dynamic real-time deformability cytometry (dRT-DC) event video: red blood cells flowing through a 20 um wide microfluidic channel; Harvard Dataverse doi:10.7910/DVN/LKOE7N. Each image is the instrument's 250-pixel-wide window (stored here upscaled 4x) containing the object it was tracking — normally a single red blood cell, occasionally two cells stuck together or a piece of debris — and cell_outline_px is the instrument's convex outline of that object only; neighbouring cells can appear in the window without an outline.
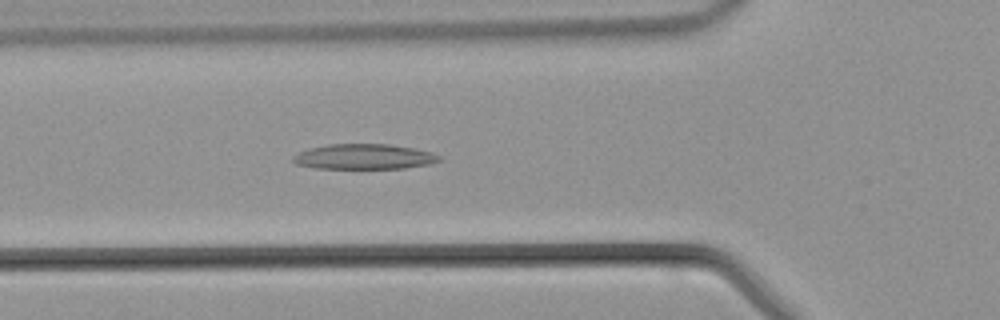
{"species": "common noctule bat (a hibernating species)", "species_latin": "Nyctalus noctula", "temperature_condition": "warm", "stored_images_in_passage": 44, "camera_frame_rate_fps": 3000, "um_per_image_px": 0.085, "animal": {"sex": "male", "body_mass_g": 21.5, "forearm_length_mm": 52.0}, "frame": {"image": 1, "passage_image": 15, "time_ms": 4.667, "image_size_px": [1000, 320], "cell_outline_px": [[440, 160], [428, 164], [404, 168], [316, 168], [296, 164], [292, 160], [292, 156], [308, 148], [328, 144], [388, 144], [412, 148], [432, 152], [440, 156]], "centroid_in_image_um": [30.91, 13.31], "position_along_channel_um": 94.9, "area_um2": 21.33}}
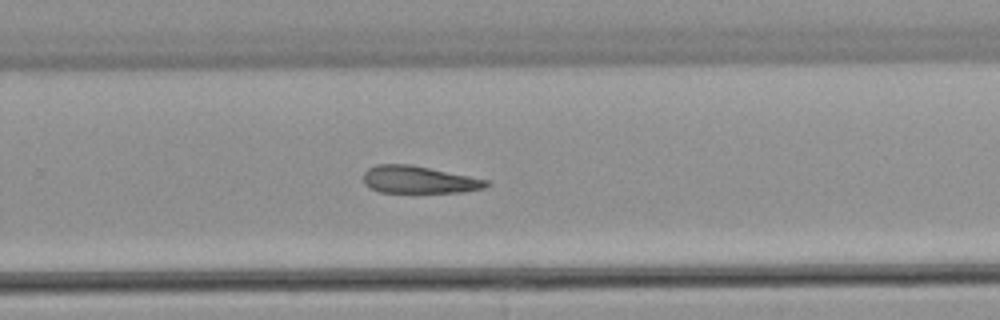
{"frame": {"image": 2, "passage_image": 28, "time_ms": 9.0, "image_size_px": [1000, 320], "cell_outline_px": [[488, 184], [484, 188], [464, 192], [380, 192], [368, 188], [364, 184], [364, 172], [368, 168], [376, 164], [408, 164], [488, 180]], "centroid_in_image_um": [35.54, 15.28], "position_along_channel_um": 294.3, "area_um2": 19.36}}
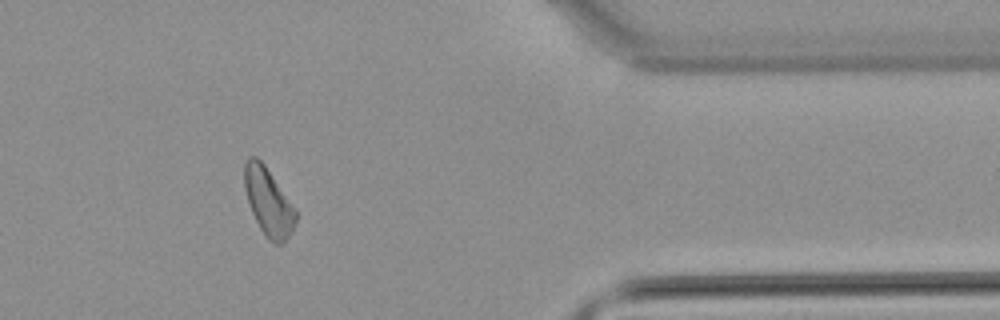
{"frame": {"image": 3, "passage_image": 36, "time_ms": 11.667, "image_size_px": [1000, 320], "cell_outline_px": [[296, 220], [292, 232], [280, 244], [276, 244], [268, 240], [264, 236], [252, 212], [244, 188], [244, 164], [248, 156], [256, 156], [264, 164], [296, 208]], "centroid_in_image_um": [22.81, 17.15], "position_along_channel_um": 388.6, "area_um2": 20.17}}